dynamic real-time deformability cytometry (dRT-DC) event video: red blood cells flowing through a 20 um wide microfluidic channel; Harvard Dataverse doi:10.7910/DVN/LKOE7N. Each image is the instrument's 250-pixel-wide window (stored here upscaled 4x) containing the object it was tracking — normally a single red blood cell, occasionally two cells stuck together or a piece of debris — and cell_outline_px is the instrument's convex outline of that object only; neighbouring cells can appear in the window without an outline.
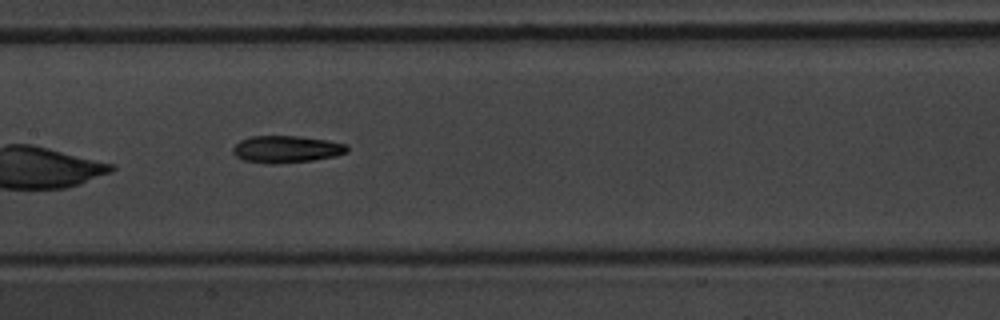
{"species": "common noctule bat (a hibernating species)", "species_latin": "Nyctalus noctula", "temperature_condition": "warm", "stored_images_in_passage": 12, "camera_frame_rate_fps": 3000, "um_per_image_px": 0.085, "animal": {"sex": "male", "body_mass_g": 20.1, "forearm_length_mm": 53.5}, "frame": {"image": 1, "passage_image": 7, "time_ms": 8.333, "image_size_px": [1000, 320], "cell_outline_px": [[348, 152], [336, 156], [312, 160], [276, 164], [268, 164], [244, 160], [236, 156], [232, 152], [232, 148], [240, 140], [252, 136], [300, 136], [328, 140], [348, 144]], "centroid_in_image_um": [24.36, 12.68], "position_along_channel_um": 183.0, "area_um2": 18.15}}